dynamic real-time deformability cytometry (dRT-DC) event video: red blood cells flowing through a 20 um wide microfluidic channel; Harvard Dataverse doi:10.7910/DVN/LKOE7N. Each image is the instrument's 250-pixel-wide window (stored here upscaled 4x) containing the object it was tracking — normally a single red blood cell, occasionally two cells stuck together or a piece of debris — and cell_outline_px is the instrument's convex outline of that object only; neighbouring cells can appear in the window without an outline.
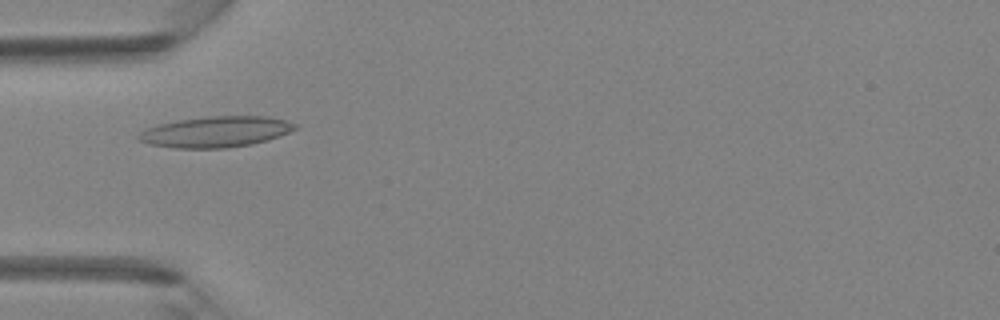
{"species": "Egyptian fruit bat (a non-hibernating species)", "species_latin": "Rousettus aegyptiacus", "temperature_condition": "room temperature", "stored_images_in_passage": 33, "camera_frame_rate_fps": 3000, "um_per_image_px": 0.085, "animal": {"sex": "female"}, "frame": {"image": 1, "passage_image": 3, "time_ms": 0.667, "image_size_px": [1000, 320], "cell_outline_px": [[296, 128], [288, 132], [252, 144], [224, 148], [172, 148], [148, 144], [140, 140], [136, 136], [140, 132], [156, 124], [176, 120], [208, 116], [268, 116], [284, 120], [296, 124]], "centroid_in_image_um": [18.27, 11.2], "position_along_channel_um": 66.7, "area_um2": 27.98}}
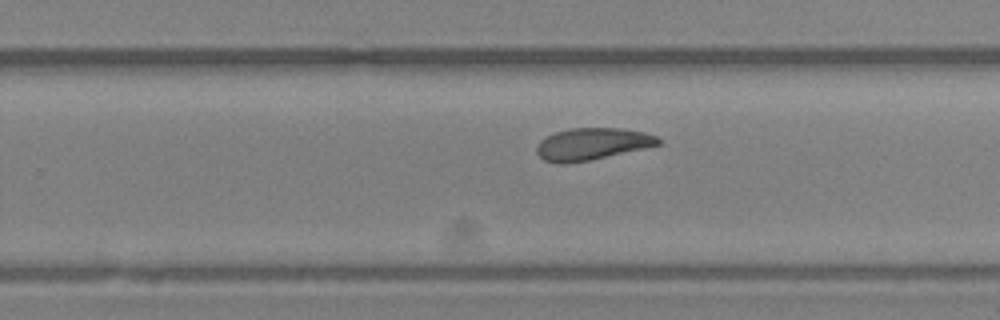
{"frame": {"image": 2, "passage_image": 17, "time_ms": 5.333, "image_size_px": [1000, 320], "cell_outline_px": [[660, 144], [644, 148], [588, 160], [564, 164], [560, 164], [544, 160], [536, 152], [536, 148], [540, 140], [544, 136], [568, 128], [624, 128], [644, 132], [656, 136], [660, 140]], "centroid_in_image_um": [50.29, 12.22], "position_along_channel_um": 279.5, "area_um2": 22.54}}
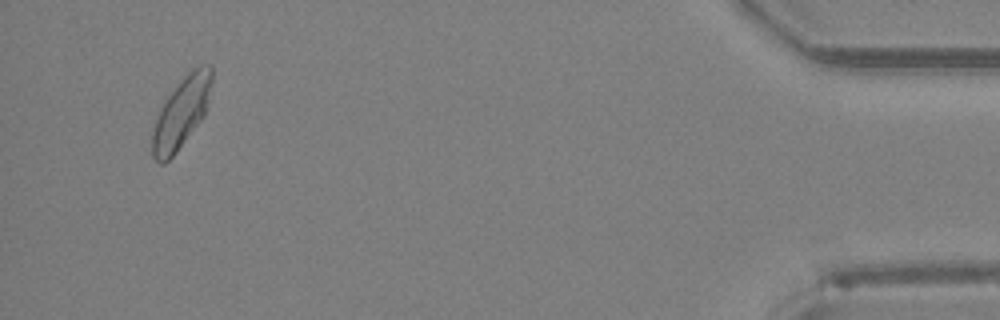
{"frame": {"image": 3, "passage_image": 31, "time_ms": 10.0, "image_size_px": [1000, 320], "cell_outline_px": [[212, 84], [204, 116], [176, 152], [164, 164], [160, 164], [152, 156], [152, 128], [156, 116], [164, 100], [180, 80], [192, 68], [200, 64], [212, 64]], "centroid_in_image_um": [15.41, 9.55], "position_along_channel_um": 419.8, "area_um2": 24.62}}